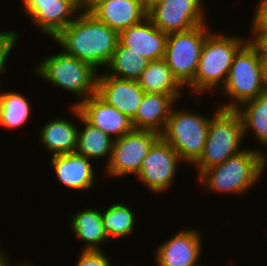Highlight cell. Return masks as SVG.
<instances>
[{
	"label": "cell",
	"mask_w": 267,
	"mask_h": 266,
	"mask_svg": "<svg viewBox=\"0 0 267 266\" xmlns=\"http://www.w3.org/2000/svg\"><path fill=\"white\" fill-rule=\"evenodd\" d=\"M59 48L81 61L92 64L98 71L109 64L119 43V33L108 27L88 10L76 18L54 39Z\"/></svg>",
	"instance_id": "obj_1"
},
{
	"label": "cell",
	"mask_w": 267,
	"mask_h": 266,
	"mask_svg": "<svg viewBox=\"0 0 267 266\" xmlns=\"http://www.w3.org/2000/svg\"><path fill=\"white\" fill-rule=\"evenodd\" d=\"M266 167L264 149L248 146L225 162L201 172L197 181L210 193L243 196L259 182Z\"/></svg>",
	"instance_id": "obj_2"
},
{
	"label": "cell",
	"mask_w": 267,
	"mask_h": 266,
	"mask_svg": "<svg viewBox=\"0 0 267 266\" xmlns=\"http://www.w3.org/2000/svg\"><path fill=\"white\" fill-rule=\"evenodd\" d=\"M227 35L211 31L204 42L198 69L194 79L186 86L191 95H198L193 103L198 105L202 102L201 96L223 87L234 55L249 40L246 36ZM221 85V86H220ZM216 89V90H215ZM199 95H201L199 97Z\"/></svg>",
	"instance_id": "obj_3"
},
{
	"label": "cell",
	"mask_w": 267,
	"mask_h": 266,
	"mask_svg": "<svg viewBox=\"0 0 267 266\" xmlns=\"http://www.w3.org/2000/svg\"><path fill=\"white\" fill-rule=\"evenodd\" d=\"M39 60L41 62L34 66L33 74L79 98L70 106H77L96 94L99 71L92 64L70 56L63 50Z\"/></svg>",
	"instance_id": "obj_4"
},
{
	"label": "cell",
	"mask_w": 267,
	"mask_h": 266,
	"mask_svg": "<svg viewBox=\"0 0 267 266\" xmlns=\"http://www.w3.org/2000/svg\"><path fill=\"white\" fill-rule=\"evenodd\" d=\"M264 58L248 40L234 55L221 94L231 101L219 104L222 109H237L243 103L264 93ZM226 102V103H225Z\"/></svg>",
	"instance_id": "obj_5"
},
{
	"label": "cell",
	"mask_w": 267,
	"mask_h": 266,
	"mask_svg": "<svg viewBox=\"0 0 267 266\" xmlns=\"http://www.w3.org/2000/svg\"><path fill=\"white\" fill-rule=\"evenodd\" d=\"M210 119L206 143L200 158L192 165L197 176L206 169L225 162L244 148L242 120L236 110L215 108ZM241 144V145H240Z\"/></svg>",
	"instance_id": "obj_6"
},
{
	"label": "cell",
	"mask_w": 267,
	"mask_h": 266,
	"mask_svg": "<svg viewBox=\"0 0 267 266\" xmlns=\"http://www.w3.org/2000/svg\"><path fill=\"white\" fill-rule=\"evenodd\" d=\"M173 106L160 136L178 153L184 164L193 165L202 155L212 116Z\"/></svg>",
	"instance_id": "obj_7"
},
{
	"label": "cell",
	"mask_w": 267,
	"mask_h": 266,
	"mask_svg": "<svg viewBox=\"0 0 267 266\" xmlns=\"http://www.w3.org/2000/svg\"><path fill=\"white\" fill-rule=\"evenodd\" d=\"M207 23L187 31L168 34L164 56L173 76L185 88L195 77L207 35L212 31Z\"/></svg>",
	"instance_id": "obj_8"
},
{
	"label": "cell",
	"mask_w": 267,
	"mask_h": 266,
	"mask_svg": "<svg viewBox=\"0 0 267 266\" xmlns=\"http://www.w3.org/2000/svg\"><path fill=\"white\" fill-rule=\"evenodd\" d=\"M160 135L151 130H136L113 141L111 158L104 168L105 177L138 175L149 148ZM107 175V176H106Z\"/></svg>",
	"instance_id": "obj_9"
},
{
	"label": "cell",
	"mask_w": 267,
	"mask_h": 266,
	"mask_svg": "<svg viewBox=\"0 0 267 266\" xmlns=\"http://www.w3.org/2000/svg\"><path fill=\"white\" fill-rule=\"evenodd\" d=\"M178 153L159 136L143 159L137 180L152 193H166L172 188L181 162Z\"/></svg>",
	"instance_id": "obj_10"
},
{
	"label": "cell",
	"mask_w": 267,
	"mask_h": 266,
	"mask_svg": "<svg viewBox=\"0 0 267 266\" xmlns=\"http://www.w3.org/2000/svg\"><path fill=\"white\" fill-rule=\"evenodd\" d=\"M203 0H159L147 9V17L166 34L190 30L207 23Z\"/></svg>",
	"instance_id": "obj_11"
},
{
	"label": "cell",
	"mask_w": 267,
	"mask_h": 266,
	"mask_svg": "<svg viewBox=\"0 0 267 266\" xmlns=\"http://www.w3.org/2000/svg\"><path fill=\"white\" fill-rule=\"evenodd\" d=\"M24 14L44 36L52 40L66 28L81 11L74 0H21Z\"/></svg>",
	"instance_id": "obj_12"
},
{
	"label": "cell",
	"mask_w": 267,
	"mask_h": 266,
	"mask_svg": "<svg viewBox=\"0 0 267 266\" xmlns=\"http://www.w3.org/2000/svg\"><path fill=\"white\" fill-rule=\"evenodd\" d=\"M200 232L198 228H184L158 245L154 255L156 266H205L199 263L203 253Z\"/></svg>",
	"instance_id": "obj_13"
},
{
	"label": "cell",
	"mask_w": 267,
	"mask_h": 266,
	"mask_svg": "<svg viewBox=\"0 0 267 266\" xmlns=\"http://www.w3.org/2000/svg\"><path fill=\"white\" fill-rule=\"evenodd\" d=\"M96 94L132 120L145 93L138 80L116 78L102 70L98 75Z\"/></svg>",
	"instance_id": "obj_14"
},
{
	"label": "cell",
	"mask_w": 267,
	"mask_h": 266,
	"mask_svg": "<svg viewBox=\"0 0 267 266\" xmlns=\"http://www.w3.org/2000/svg\"><path fill=\"white\" fill-rule=\"evenodd\" d=\"M76 107L86 122L105 132L114 140L134 129L129 117L106 103L97 94L92 95Z\"/></svg>",
	"instance_id": "obj_15"
},
{
	"label": "cell",
	"mask_w": 267,
	"mask_h": 266,
	"mask_svg": "<svg viewBox=\"0 0 267 266\" xmlns=\"http://www.w3.org/2000/svg\"><path fill=\"white\" fill-rule=\"evenodd\" d=\"M167 40L168 34L158 29L148 17L119 33V42L124 47L149 61L164 59Z\"/></svg>",
	"instance_id": "obj_16"
},
{
	"label": "cell",
	"mask_w": 267,
	"mask_h": 266,
	"mask_svg": "<svg viewBox=\"0 0 267 266\" xmlns=\"http://www.w3.org/2000/svg\"><path fill=\"white\" fill-rule=\"evenodd\" d=\"M88 11L118 33L142 22L148 12L141 0H98Z\"/></svg>",
	"instance_id": "obj_17"
},
{
	"label": "cell",
	"mask_w": 267,
	"mask_h": 266,
	"mask_svg": "<svg viewBox=\"0 0 267 266\" xmlns=\"http://www.w3.org/2000/svg\"><path fill=\"white\" fill-rule=\"evenodd\" d=\"M57 181L76 191H87L95 187V166L89 159L76 152L50 157Z\"/></svg>",
	"instance_id": "obj_18"
},
{
	"label": "cell",
	"mask_w": 267,
	"mask_h": 266,
	"mask_svg": "<svg viewBox=\"0 0 267 266\" xmlns=\"http://www.w3.org/2000/svg\"><path fill=\"white\" fill-rule=\"evenodd\" d=\"M74 121L60 116L52 118L40 127L39 139L42 147L49 151L50 156L74 153L77 148L78 126L75 120L80 118V111L76 106H69ZM77 118V119H75Z\"/></svg>",
	"instance_id": "obj_19"
},
{
	"label": "cell",
	"mask_w": 267,
	"mask_h": 266,
	"mask_svg": "<svg viewBox=\"0 0 267 266\" xmlns=\"http://www.w3.org/2000/svg\"><path fill=\"white\" fill-rule=\"evenodd\" d=\"M176 102L168 94L145 93L136 116L131 120L133 128L151 130L160 135Z\"/></svg>",
	"instance_id": "obj_20"
},
{
	"label": "cell",
	"mask_w": 267,
	"mask_h": 266,
	"mask_svg": "<svg viewBox=\"0 0 267 266\" xmlns=\"http://www.w3.org/2000/svg\"><path fill=\"white\" fill-rule=\"evenodd\" d=\"M100 211L89 207L71 216V230L79 240L85 242L83 250H103L100 246L110 241L105 234Z\"/></svg>",
	"instance_id": "obj_21"
},
{
	"label": "cell",
	"mask_w": 267,
	"mask_h": 266,
	"mask_svg": "<svg viewBox=\"0 0 267 266\" xmlns=\"http://www.w3.org/2000/svg\"><path fill=\"white\" fill-rule=\"evenodd\" d=\"M138 82L144 93L168 94L177 102L184 96L185 88L173 76L164 59L150 61Z\"/></svg>",
	"instance_id": "obj_22"
},
{
	"label": "cell",
	"mask_w": 267,
	"mask_h": 266,
	"mask_svg": "<svg viewBox=\"0 0 267 266\" xmlns=\"http://www.w3.org/2000/svg\"><path fill=\"white\" fill-rule=\"evenodd\" d=\"M83 128H78V139L76 153L87 159L99 160L105 158L104 168L110 161L114 139L98 128L86 122L80 113L78 119ZM81 128V130H80Z\"/></svg>",
	"instance_id": "obj_23"
},
{
	"label": "cell",
	"mask_w": 267,
	"mask_h": 266,
	"mask_svg": "<svg viewBox=\"0 0 267 266\" xmlns=\"http://www.w3.org/2000/svg\"><path fill=\"white\" fill-rule=\"evenodd\" d=\"M235 110L242 120L244 139L252 131L253 138L267 147V93L243 103Z\"/></svg>",
	"instance_id": "obj_24"
},
{
	"label": "cell",
	"mask_w": 267,
	"mask_h": 266,
	"mask_svg": "<svg viewBox=\"0 0 267 266\" xmlns=\"http://www.w3.org/2000/svg\"><path fill=\"white\" fill-rule=\"evenodd\" d=\"M31 103L20 92H0V126L6 130H17L26 126L32 114ZM17 128V129H16Z\"/></svg>",
	"instance_id": "obj_25"
},
{
	"label": "cell",
	"mask_w": 267,
	"mask_h": 266,
	"mask_svg": "<svg viewBox=\"0 0 267 266\" xmlns=\"http://www.w3.org/2000/svg\"><path fill=\"white\" fill-rule=\"evenodd\" d=\"M149 62L119 42L104 72L120 79L138 80Z\"/></svg>",
	"instance_id": "obj_26"
},
{
	"label": "cell",
	"mask_w": 267,
	"mask_h": 266,
	"mask_svg": "<svg viewBox=\"0 0 267 266\" xmlns=\"http://www.w3.org/2000/svg\"><path fill=\"white\" fill-rule=\"evenodd\" d=\"M136 218L135 211L133 212V209L131 210V207L123 202L119 201L106 207L102 212V219L107 238L114 241L132 234L138 221Z\"/></svg>",
	"instance_id": "obj_27"
},
{
	"label": "cell",
	"mask_w": 267,
	"mask_h": 266,
	"mask_svg": "<svg viewBox=\"0 0 267 266\" xmlns=\"http://www.w3.org/2000/svg\"><path fill=\"white\" fill-rule=\"evenodd\" d=\"M19 38V31L16 32V30L0 32V89H2L1 84L3 82L1 81V75L7 70L5 67L7 65L6 62L9 59V55H11V53L13 52L16 46V42H19Z\"/></svg>",
	"instance_id": "obj_28"
},
{
	"label": "cell",
	"mask_w": 267,
	"mask_h": 266,
	"mask_svg": "<svg viewBox=\"0 0 267 266\" xmlns=\"http://www.w3.org/2000/svg\"><path fill=\"white\" fill-rule=\"evenodd\" d=\"M74 266H113L104 250H81Z\"/></svg>",
	"instance_id": "obj_29"
},
{
	"label": "cell",
	"mask_w": 267,
	"mask_h": 266,
	"mask_svg": "<svg viewBox=\"0 0 267 266\" xmlns=\"http://www.w3.org/2000/svg\"><path fill=\"white\" fill-rule=\"evenodd\" d=\"M249 33H267V0L257 2Z\"/></svg>",
	"instance_id": "obj_30"
},
{
	"label": "cell",
	"mask_w": 267,
	"mask_h": 266,
	"mask_svg": "<svg viewBox=\"0 0 267 266\" xmlns=\"http://www.w3.org/2000/svg\"><path fill=\"white\" fill-rule=\"evenodd\" d=\"M249 41L258 49L260 55L267 59V33H250Z\"/></svg>",
	"instance_id": "obj_31"
},
{
	"label": "cell",
	"mask_w": 267,
	"mask_h": 266,
	"mask_svg": "<svg viewBox=\"0 0 267 266\" xmlns=\"http://www.w3.org/2000/svg\"><path fill=\"white\" fill-rule=\"evenodd\" d=\"M10 256L7 254V251H3L1 254H0V266H14L13 263L10 259L11 257L9 258Z\"/></svg>",
	"instance_id": "obj_32"
},
{
	"label": "cell",
	"mask_w": 267,
	"mask_h": 266,
	"mask_svg": "<svg viewBox=\"0 0 267 266\" xmlns=\"http://www.w3.org/2000/svg\"><path fill=\"white\" fill-rule=\"evenodd\" d=\"M98 0H80L81 10H88Z\"/></svg>",
	"instance_id": "obj_33"
},
{
	"label": "cell",
	"mask_w": 267,
	"mask_h": 266,
	"mask_svg": "<svg viewBox=\"0 0 267 266\" xmlns=\"http://www.w3.org/2000/svg\"><path fill=\"white\" fill-rule=\"evenodd\" d=\"M263 81H264V92L267 93V59H264Z\"/></svg>",
	"instance_id": "obj_34"
},
{
	"label": "cell",
	"mask_w": 267,
	"mask_h": 266,
	"mask_svg": "<svg viewBox=\"0 0 267 266\" xmlns=\"http://www.w3.org/2000/svg\"><path fill=\"white\" fill-rule=\"evenodd\" d=\"M146 6L147 9L153 4V0H141Z\"/></svg>",
	"instance_id": "obj_35"
},
{
	"label": "cell",
	"mask_w": 267,
	"mask_h": 266,
	"mask_svg": "<svg viewBox=\"0 0 267 266\" xmlns=\"http://www.w3.org/2000/svg\"><path fill=\"white\" fill-rule=\"evenodd\" d=\"M16 266H34V264H30L29 262L27 264L26 263H21V264L17 263Z\"/></svg>",
	"instance_id": "obj_36"
},
{
	"label": "cell",
	"mask_w": 267,
	"mask_h": 266,
	"mask_svg": "<svg viewBox=\"0 0 267 266\" xmlns=\"http://www.w3.org/2000/svg\"><path fill=\"white\" fill-rule=\"evenodd\" d=\"M80 6V0H74Z\"/></svg>",
	"instance_id": "obj_37"
}]
</instances>
